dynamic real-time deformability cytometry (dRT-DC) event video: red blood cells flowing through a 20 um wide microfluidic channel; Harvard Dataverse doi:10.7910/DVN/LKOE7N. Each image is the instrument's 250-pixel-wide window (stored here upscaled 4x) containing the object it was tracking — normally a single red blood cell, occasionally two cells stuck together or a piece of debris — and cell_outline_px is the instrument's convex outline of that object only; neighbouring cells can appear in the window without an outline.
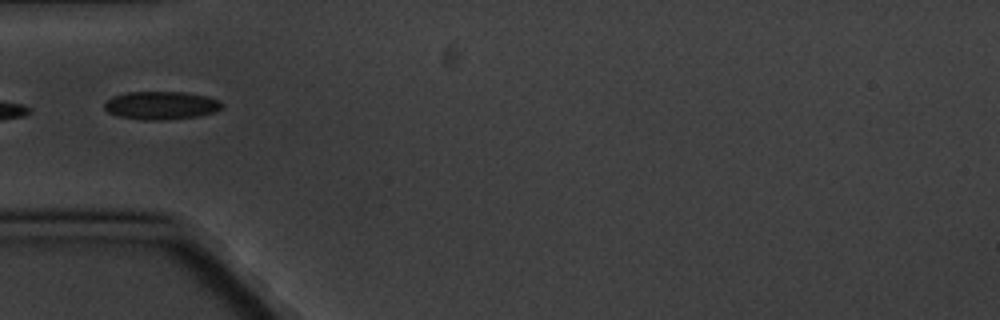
{"species": "common noctule bat (a hibernating species)", "species_latin": "Nyctalus noctula", "temperature_condition": "cold", "stored_images_in_passage": 7, "camera_frame_rate_fps": 3000, "um_per_image_px": 0.085, "animal": {"sex": "male", "body_mass_g": 20.1, "forearm_length_mm": 53.5}, "frame": {"image": 1, "passage_image": 3, "time_ms": 2.333, "image_size_px": [1000, 320], "cell_outline_px": [[224, 108], [216, 112], [196, 116], [164, 120], [144, 120], [116, 116], [108, 112], [104, 108], [104, 104], [112, 96], [124, 92], [184, 92], [204, 96], [220, 100], [224, 104]], "centroid_in_image_um": [13.7, 8.96], "position_along_channel_um": 71.3, "area_um2": 19.42}}